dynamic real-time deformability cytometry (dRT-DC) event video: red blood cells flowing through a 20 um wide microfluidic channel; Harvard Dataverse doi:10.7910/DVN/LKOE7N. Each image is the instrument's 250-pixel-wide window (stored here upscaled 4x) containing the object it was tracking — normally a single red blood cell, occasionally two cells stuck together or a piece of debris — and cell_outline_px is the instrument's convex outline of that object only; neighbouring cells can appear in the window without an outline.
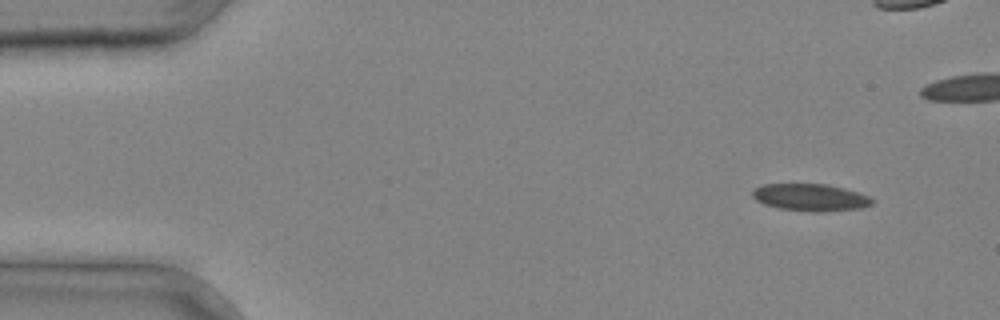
{"species": "common noctule bat (a hibernating species)", "species_latin": "Nyctalus noctula", "temperature_condition": "cold", "stored_images_in_passage": 3, "camera_frame_rate_fps": 3000, "um_per_image_px": 0.085, "animal": {"sex": "male", "body_mass_g": 20.4}, "frame": {"image": 1, "passage_image": 1, "time_ms": 0.0, "image_size_px": [1000, 320], "cell_outline_px": [[872, 204], [860, 208], [824, 212], [808, 212], [780, 208], [764, 204], [756, 200], [752, 196], [752, 188], [764, 184], [828, 184], [844, 188], [868, 196], [872, 200]], "centroid_in_image_um": [68.84, 16.78], "position_along_channel_um": 16.2, "area_um2": 18.96}}